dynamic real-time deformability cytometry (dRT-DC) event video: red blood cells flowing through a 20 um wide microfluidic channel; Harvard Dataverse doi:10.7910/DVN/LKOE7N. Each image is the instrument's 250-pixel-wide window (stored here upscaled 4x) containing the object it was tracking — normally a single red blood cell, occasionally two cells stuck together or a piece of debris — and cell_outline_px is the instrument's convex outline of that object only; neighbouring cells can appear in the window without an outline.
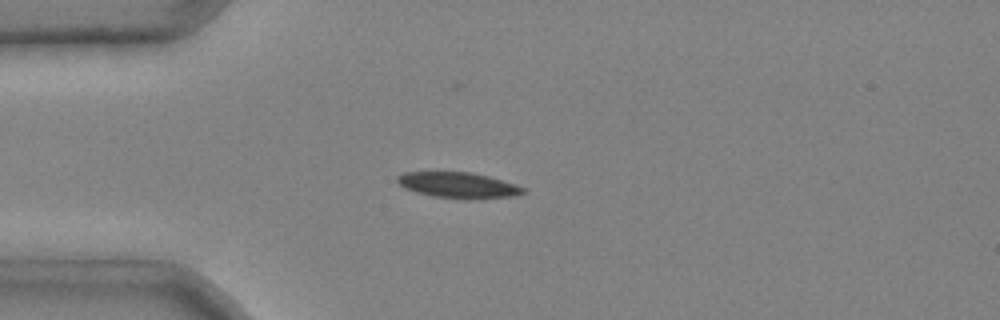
{"species": "common noctule bat (a hibernating species)", "species_latin": "Nyctalus noctula", "temperature_condition": "cold", "stored_images_in_passage": 2, "camera_frame_rate_fps": 3000, "um_per_image_px": 0.085, "animal": {"sex": "male", "body_mass_g": 20.4}, "frame": {"image": 1, "passage_image": 2, "time_ms": 0.333, "image_size_px": [1000, 320], "cell_outline_px": [[528, 192], [516, 196], [432, 196], [416, 192], [404, 188], [396, 180], [396, 176], [404, 172], [472, 172], [488, 176], [524, 188]], "centroid_in_image_um": [38.86, 15.68], "position_along_channel_um": 46.1, "area_um2": 17.8}}